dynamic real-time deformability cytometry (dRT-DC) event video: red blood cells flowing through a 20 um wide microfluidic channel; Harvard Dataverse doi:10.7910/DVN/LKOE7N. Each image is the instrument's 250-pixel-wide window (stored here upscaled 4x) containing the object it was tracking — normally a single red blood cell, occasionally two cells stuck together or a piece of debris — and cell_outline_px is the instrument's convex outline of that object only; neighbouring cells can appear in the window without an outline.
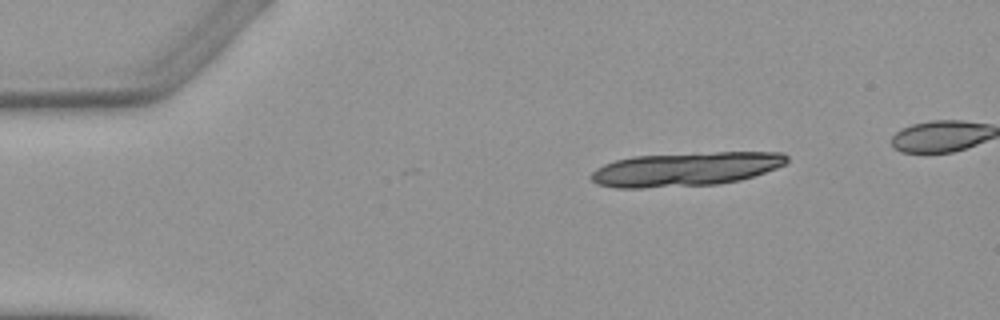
{"species": "Egyptian fruit bat (a non-hibernating species)", "species_latin": "Rousettus aegyptiacus", "temperature_condition": "warm", "stored_images_in_passage": 4, "camera_frame_rate_fps": 3000, "um_per_image_px": 0.085, "animal": {"sex": "female"}, "frame": {"image": 1, "passage_image": 1, "time_ms": 0.0, "image_size_px": [1000, 320], "cell_outline_px": [[788, 160], [784, 164], [776, 168], [740, 180], [716, 184], [644, 188], [616, 188], [596, 184], [592, 180], [592, 172], [596, 168], [604, 164], [616, 160], [632, 156], [716, 152], [784, 152], [788, 156]], "centroid_in_image_um": [58.26, 14.37], "position_along_channel_um": 26.7, "area_um2": 38.61}}